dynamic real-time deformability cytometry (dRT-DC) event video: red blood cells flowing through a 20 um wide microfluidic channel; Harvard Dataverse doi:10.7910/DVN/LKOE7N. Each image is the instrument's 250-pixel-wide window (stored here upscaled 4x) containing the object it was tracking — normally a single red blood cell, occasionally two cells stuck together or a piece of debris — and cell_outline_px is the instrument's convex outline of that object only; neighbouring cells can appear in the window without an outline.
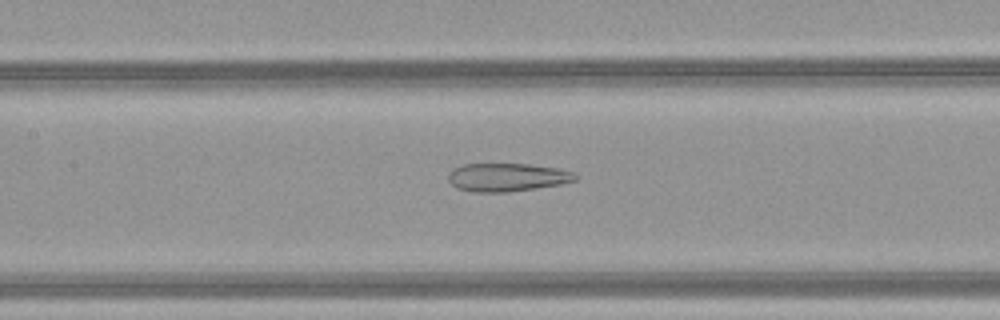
{"species": "common noctule bat (a hibernating species)", "species_latin": "Nyctalus noctula", "temperature_condition": "warm", "stored_images_in_passage": 51, "camera_frame_rate_fps": 3000, "um_per_image_px": 0.085, "animal": {"sex": "female", "body_mass_g": 21.9}, "frame": {"image": 1, "passage_image": 25, "time_ms": 8.0, "image_size_px": [1000, 320], "cell_outline_px": [[576, 180], [560, 184], [536, 188], [508, 192], [472, 192], [456, 188], [448, 180], [448, 172], [452, 168], [464, 164], [528, 164], [560, 168], [576, 172]], "centroid_in_image_um": [43.09, 15.06], "position_along_channel_um": 164.3, "area_um2": 21.1}}
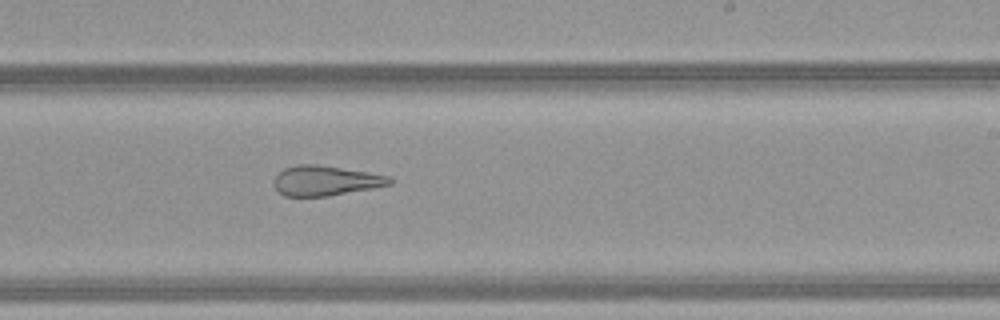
{"frame": {"image": 2, "passage_image": 32, "time_ms": 10.333, "image_size_px": [1000, 320], "cell_outline_px": [[392, 184], [372, 188], [328, 196], [284, 196], [272, 184], [272, 180], [284, 168], [296, 164], [316, 164], [368, 172], [392, 176]], "centroid_in_image_um": [27.66, 15.35], "position_along_channel_um": 261.3, "area_um2": 20.23}}
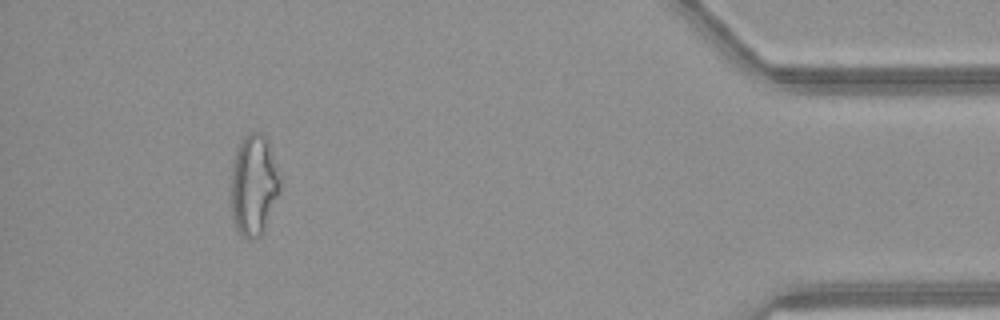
{"frame": {"image": 3, "passage_image": 47, "time_ms": 15.333, "image_size_px": [1000, 320], "cell_outline_px": [[280, 192], [264, 232], [260, 236], [248, 240], [240, 236], [232, 220], [232, 160], [240, 140], [244, 136], [252, 132], [260, 132], [268, 140], [280, 176]], "centroid_in_image_um": [21.57, 15.76], "position_along_channel_um": 413.6, "area_um2": 29.25}, "authors_computed_cell_mechanics": {"area_um2": 27.3972, "velocity_mm_per_s": 4.1695, "shape_relaxation_time_tau1_ms": null, "shape_relaxation_time_tau2_ms": 2.807, "deformation_change_tau1": null, "deformation_change_tau2": 0.1515}}